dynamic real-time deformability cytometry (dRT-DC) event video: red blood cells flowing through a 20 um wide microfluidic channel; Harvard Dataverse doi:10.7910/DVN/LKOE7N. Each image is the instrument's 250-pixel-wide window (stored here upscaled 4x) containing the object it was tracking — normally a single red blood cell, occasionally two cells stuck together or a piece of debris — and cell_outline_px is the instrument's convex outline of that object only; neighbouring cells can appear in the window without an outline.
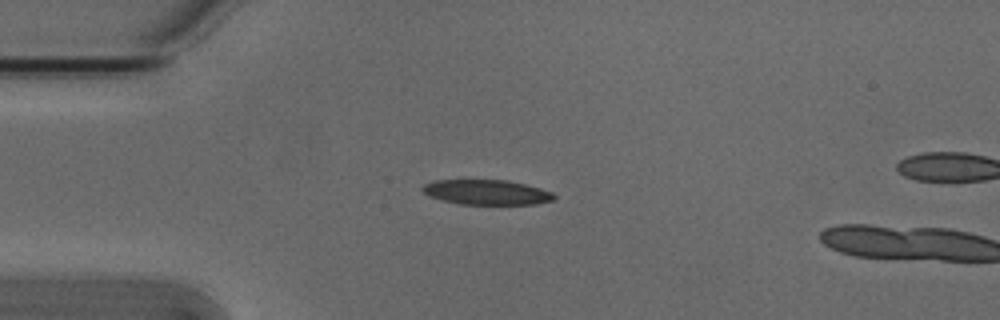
{"species": "Egyptian fruit bat (a non-hibernating species)", "species_latin": "Rousettus aegyptiacus", "temperature_condition": "cold", "stored_images_in_passage": 4, "camera_frame_rate_fps": 3000, "um_per_image_px": 0.085, "animal": {"sex": "male"}, "frame": {"image": 1, "passage_image": 3, "time_ms": 0.667, "image_size_px": [1000, 320], "cell_outline_px": [[556, 200], [536, 204], [460, 204], [428, 196], [420, 188], [424, 184], [436, 180], [508, 180], [540, 188], [552, 192], [556, 196]], "centroid_in_image_um": [41.39, 16.34], "position_along_channel_um": 43.6, "area_um2": 19.13}}